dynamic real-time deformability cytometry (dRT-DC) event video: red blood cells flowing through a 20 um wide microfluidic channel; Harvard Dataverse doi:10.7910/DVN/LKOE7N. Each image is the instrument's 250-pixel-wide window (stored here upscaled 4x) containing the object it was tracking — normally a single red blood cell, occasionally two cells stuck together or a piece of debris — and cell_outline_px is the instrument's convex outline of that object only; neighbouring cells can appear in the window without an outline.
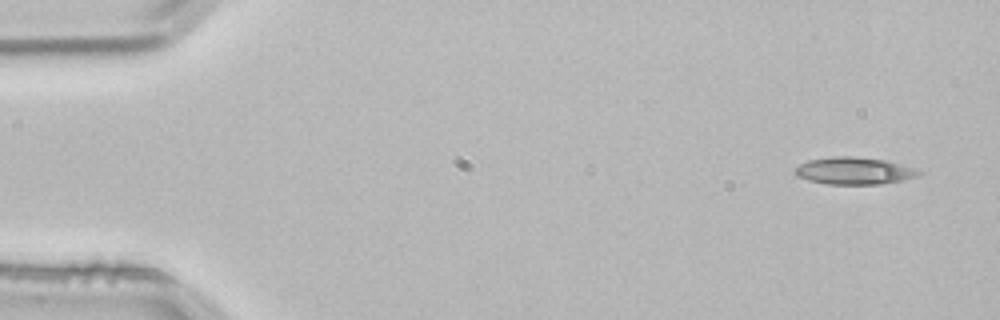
{"species": "common noctule bat (a hibernating species)", "species_latin": "Nyctalus noctula", "temperature_condition": "room temperature", "stored_images_in_passage": 3, "camera_frame_rate_fps": 3000, "um_per_image_px": 0.085, "animal": {"sex": "male", "body_mass_g": 21.5, "forearm_length_mm": 52.0}, "frame": {"image": 1, "passage_image": 1, "time_ms": 0.0, "image_size_px": [1000, 320], "cell_outline_px": [[920, 172], [916, 176], [904, 180], [880, 184], [828, 184], [808, 180], [796, 176], [796, 168], [800, 164], [808, 160], [836, 156], [852, 156], [884, 160]], "centroid_in_image_um": [72.51, 14.53], "position_along_channel_um": 12.5, "area_um2": 19.02}}
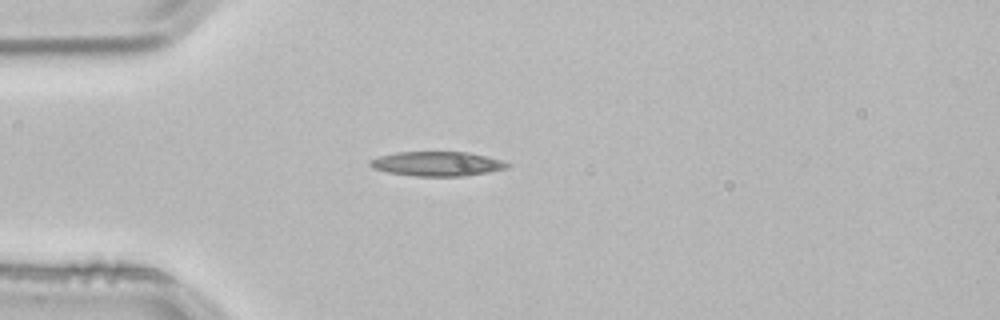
{"frame": {"image": 2, "passage_image": 3, "time_ms": 0.667, "image_size_px": [1000, 320], "cell_outline_px": [[512, 164], [508, 168], [488, 172], [464, 176], [416, 176], [388, 172], [372, 168], [368, 164], [368, 160], [380, 156], [396, 152], [468, 152], [500, 160]], "centroid_in_image_um": [37.13, 13.92], "position_along_channel_um": 47.9, "area_um2": 19.54}}